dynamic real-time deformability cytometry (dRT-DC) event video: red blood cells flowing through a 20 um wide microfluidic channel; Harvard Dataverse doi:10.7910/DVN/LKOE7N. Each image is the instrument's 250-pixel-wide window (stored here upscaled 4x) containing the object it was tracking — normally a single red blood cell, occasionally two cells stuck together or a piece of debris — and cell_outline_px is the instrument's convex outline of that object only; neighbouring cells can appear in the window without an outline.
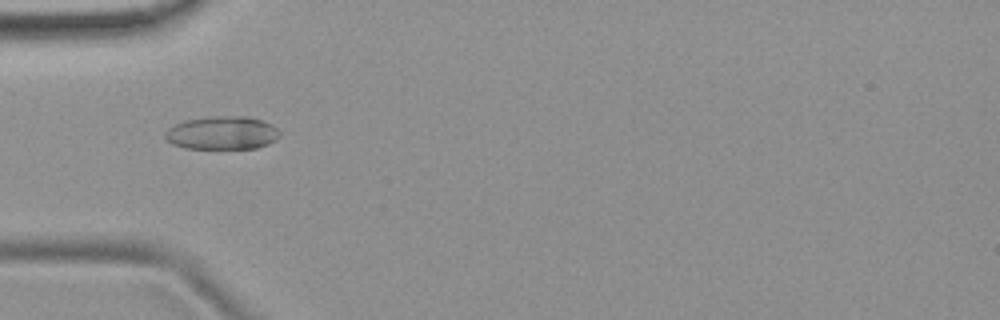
{"species": "common noctule bat (a hibernating species)", "species_latin": "Nyctalus noctula", "temperature_condition": "room temperature", "stored_images_in_passage": 53, "camera_frame_rate_fps": 3000, "um_per_image_px": 0.085, "animal": {"sex": "female", "body_mass_g": 19.9}, "frame": {"image": 1, "passage_image": 17, "time_ms": 5.333, "image_size_px": [1000, 320], "cell_outline_px": [[280, 136], [276, 140], [268, 144], [256, 148], [184, 148], [172, 144], [164, 136], [168, 128], [184, 120], [212, 116], [248, 116], [272, 124], [280, 132]], "centroid_in_image_um": [18.9, 11.29], "position_along_channel_um": 66.1, "area_um2": 22.2}}
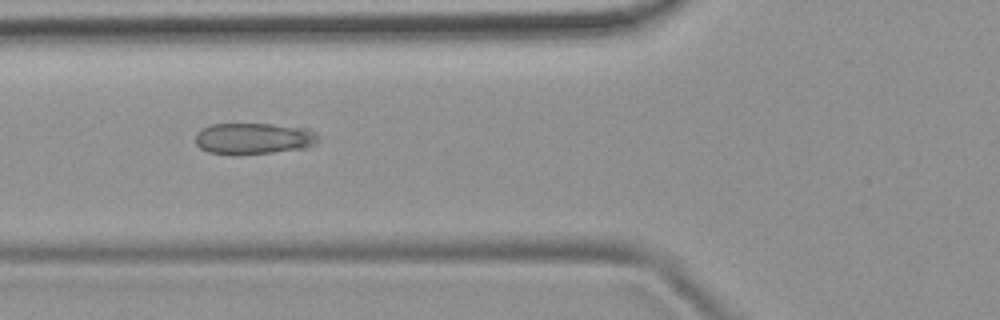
{"frame": {"image": 2, "passage_image": 20, "time_ms": 6.333, "image_size_px": [1000, 320], "cell_outline_px": [[316, 144], [308, 148], [240, 156], [232, 156], [208, 152], [200, 148], [196, 144], [196, 132], [200, 128], [212, 124], [268, 124], [308, 128], [316, 132]], "centroid_in_image_um": [21.52, 11.8], "position_along_channel_um": 104.3, "area_um2": 22.95}}
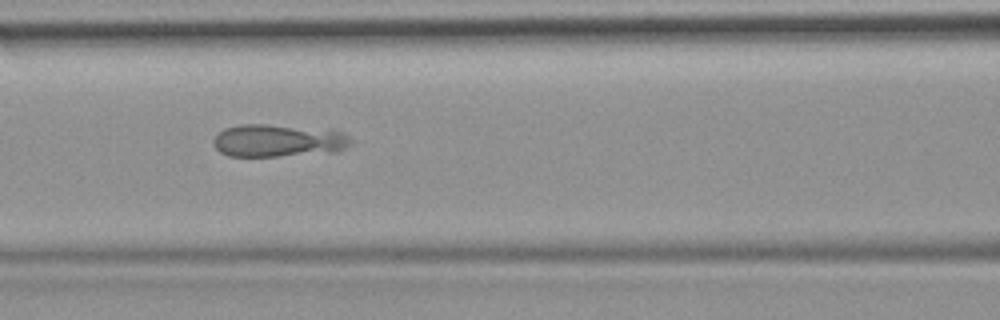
{"frame": {"image": 3, "passage_image": 23, "time_ms": 7.333, "image_size_px": [1000, 320], "cell_outline_px": [[352, 140], [344, 148], [336, 152], [276, 156], [228, 156], [220, 152], [216, 148], [212, 140], [224, 128], [240, 124], [264, 124], [332, 128], [344, 132]], "centroid_in_image_um": [23.69, 11.93], "position_along_channel_um": 142.9, "area_um2": 26.53}}